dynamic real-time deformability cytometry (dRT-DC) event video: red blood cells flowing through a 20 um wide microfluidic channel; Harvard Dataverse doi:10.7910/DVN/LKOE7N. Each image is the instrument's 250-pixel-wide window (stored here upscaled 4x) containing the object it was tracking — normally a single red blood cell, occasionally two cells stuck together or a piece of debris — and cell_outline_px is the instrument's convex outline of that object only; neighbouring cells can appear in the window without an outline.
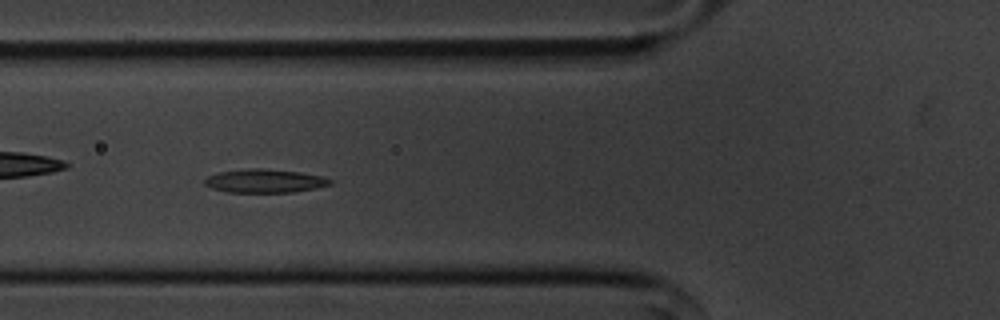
{"species": "common noctule bat (a hibernating species)", "species_latin": "Nyctalus noctula", "temperature_condition": "cold", "stored_images_in_passage": 54, "camera_frame_rate_fps": 3000, "um_per_image_px": 0.085, "animal": {"sex": "male", "body_mass_g": 20.1, "forearm_length_mm": 53.5}, "frame": {"image": 1, "passage_image": 19, "time_ms": 6.0, "image_size_px": [1000, 320], "cell_outline_px": [[332, 184], [316, 188], [292, 192], [224, 192], [212, 188], [204, 184], [204, 180], [208, 176], [220, 172], [248, 168], [264, 168], [300, 172], [320, 176], [332, 180]], "centroid_in_image_um": [22.48, 15.38], "position_along_channel_um": 103.3, "area_um2": 17.17}}
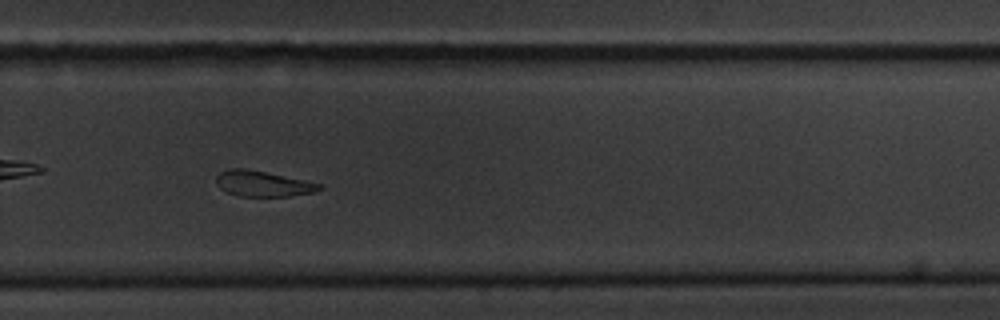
{"frame": {"image": 2, "passage_image": 36, "time_ms": 11.667, "image_size_px": [1000, 320], "cell_outline_px": [[324, 188], [312, 192], [288, 196], [236, 196], [220, 188], [216, 184], [216, 176], [220, 172], [228, 168], [244, 168], [324, 184]], "centroid_in_image_um": [22.32, 15.61], "position_along_channel_um": 307.5, "area_um2": 15.32}}
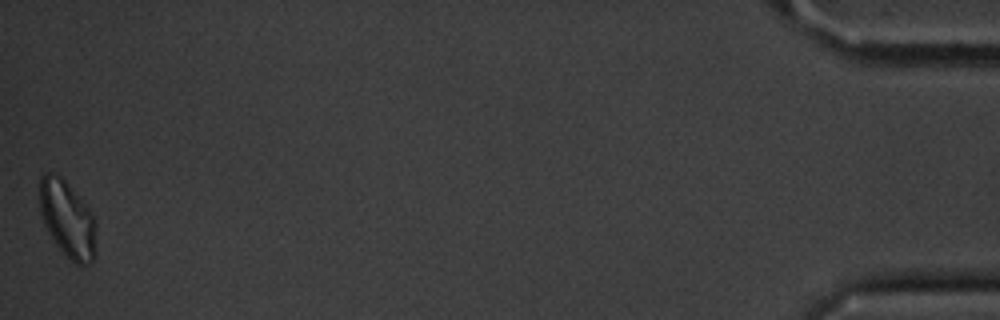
{"frame": {"image": 3, "passage_image": 54, "time_ms": 17.667, "image_size_px": [1000, 320], "cell_outline_px": [[96, 256], [92, 264], [76, 264], [56, 244], [48, 232], [44, 224], [40, 212], [40, 176], [44, 172], [52, 172], [60, 176], [64, 180], [88, 208], [96, 224]], "centroid_in_image_um": [5.74, 18.64], "position_along_channel_um": 429.5, "area_um2": 25.09}, "authors_computed_cell_mechanics": {"area_um2": 17.4267, "velocity_mm_per_s": 3.5983, "shape_relaxation_time_tau1_ms": 3.6922, "shape_relaxation_time_tau2_ms": 5.2724, "deformation_change_tau1": 0.0954, "deformation_change_tau2": 0.1204}}